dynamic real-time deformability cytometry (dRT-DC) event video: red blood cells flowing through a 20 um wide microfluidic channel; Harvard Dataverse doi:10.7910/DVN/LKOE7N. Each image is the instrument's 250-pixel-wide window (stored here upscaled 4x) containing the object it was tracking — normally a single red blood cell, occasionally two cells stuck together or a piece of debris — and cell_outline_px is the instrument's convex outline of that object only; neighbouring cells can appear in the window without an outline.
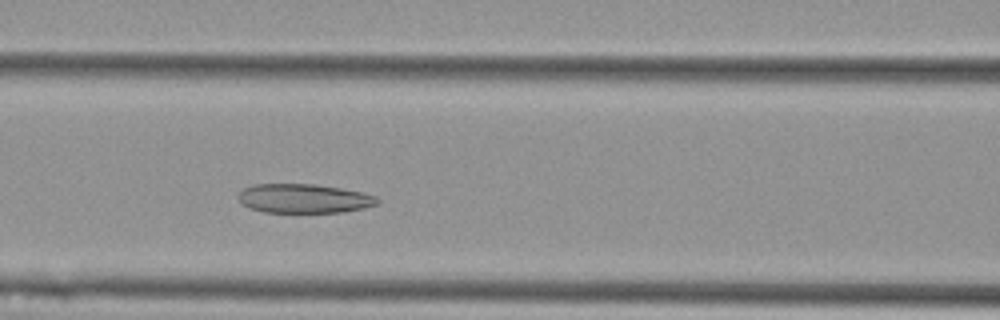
{"species": "Egyptian fruit bat (a non-hibernating species)", "species_latin": "Rousettus aegyptiacus", "temperature_condition": "cold", "stored_images_in_passage": 24, "camera_frame_rate_fps": 3000, "um_per_image_px": 0.085, "animal": {"sex": "female"}, "frame": {"image": 1, "passage_image": 8, "time_ms": 2.333, "image_size_px": [1000, 320], "cell_outline_px": [[380, 200], [376, 204], [364, 208], [344, 212], [264, 212], [248, 208], [236, 196], [244, 188], [252, 184], [312, 184], [340, 188], [364, 192], [376, 196]], "centroid_in_image_um": [25.83, 16.87], "position_along_channel_um": 140.8, "area_um2": 23.64}}
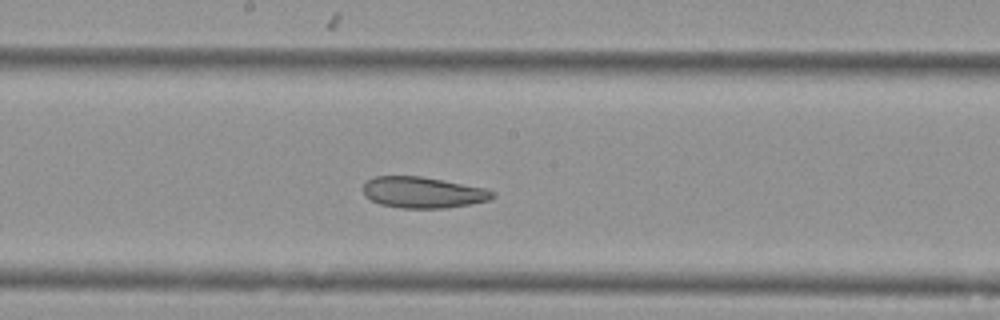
{"frame": {"image": 2, "passage_image": 14, "time_ms": 4.333, "image_size_px": [1000, 320], "cell_outline_px": [[496, 196], [488, 200], [448, 208], [400, 208], [380, 204], [364, 196], [364, 184], [372, 176], [420, 176], [484, 188], [496, 192]], "centroid_in_image_um": [35.93, 16.36], "position_along_channel_um": 212.3, "area_um2": 23.35}}
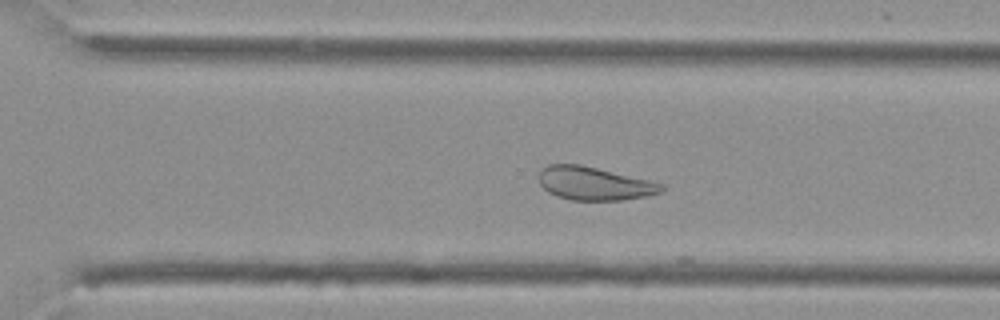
{"frame": {"image": 3, "passage_image": 23, "time_ms": 7.333, "image_size_px": [1000, 320], "cell_outline_px": [[664, 188], [660, 192], [648, 196], [620, 200], [572, 200], [556, 196], [548, 192], [540, 184], [540, 172], [548, 164], [580, 164], [648, 180], [664, 184]], "centroid_in_image_um": [50.51, 15.6], "position_along_channel_um": 320.1, "area_um2": 23.52}}